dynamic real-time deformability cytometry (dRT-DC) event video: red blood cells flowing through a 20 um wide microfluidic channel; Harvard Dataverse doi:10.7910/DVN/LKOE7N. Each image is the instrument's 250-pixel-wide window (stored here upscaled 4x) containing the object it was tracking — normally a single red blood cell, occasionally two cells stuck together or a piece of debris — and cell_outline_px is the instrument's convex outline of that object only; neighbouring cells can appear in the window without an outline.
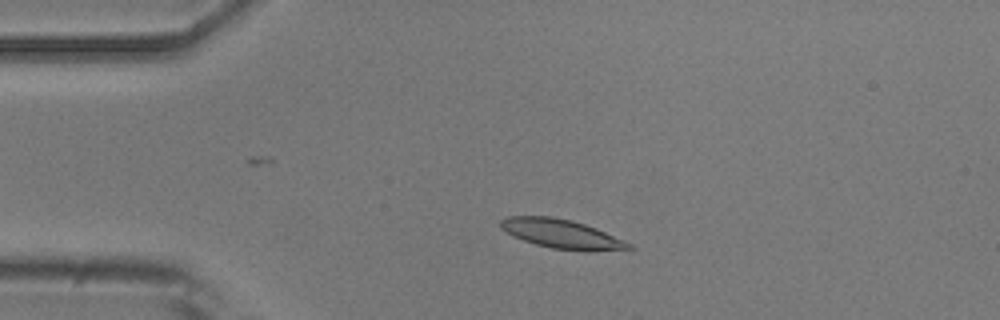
{"species": "common noctule bat (a hibernating species)", "species_latin": "Nyctalus noctula", "temperature_condition": "room temperature", "stored_images_in_passage": 4, "camera_frame_rate_fps": 3000, "um_per_image_px": 0.085, "animal": {"sex": "male", "body_mass_g": 20.5, "forearm_length_mm": 52.5}, "frame": {"image": 1, "passage_image": 3, "time_ms": 2.333, "image_size_px": [1000, 320], "cell_outline_px": [[636, 248], [588, 252], [584, 252], [552, 248], [536, 244], [512, 236], [500, 228], [500, 220], [508, 216], [552, 216], [572, 220], [596, 228], [624, 240], [632, 244]], "centroid_in_image_um": [47.75, 19.89], "position_along_channel_um": 37.3, "area_um2": 21.91}}